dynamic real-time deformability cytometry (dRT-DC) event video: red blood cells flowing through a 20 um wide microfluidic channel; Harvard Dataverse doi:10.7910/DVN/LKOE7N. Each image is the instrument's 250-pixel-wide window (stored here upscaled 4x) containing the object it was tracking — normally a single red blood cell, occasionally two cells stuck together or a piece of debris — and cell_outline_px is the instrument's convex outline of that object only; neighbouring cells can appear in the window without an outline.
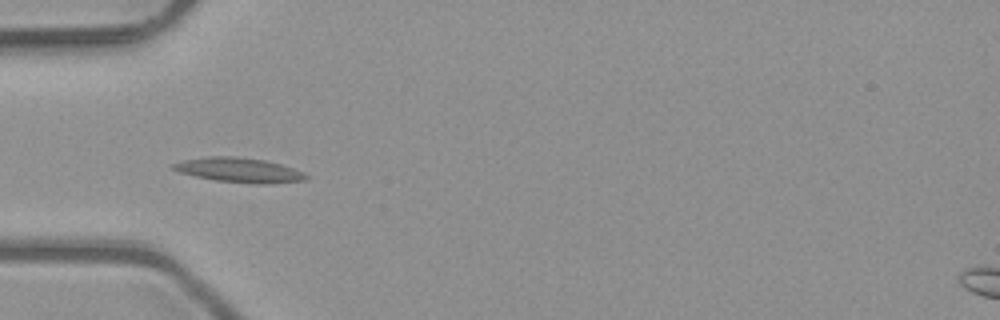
{"species": "common noctule bat (a hibernating species)", "species_latin": "Nyctalus noctula", "temperature_condition": "room temperature", "stored_images_in_passage": 6, "camera_frame_rate_fps": 3000, "um_per_image_px": 0.085, "animal": {"sex": "male", "body_mass_g": 23.1, "forearm_length_mm": 52.7}, "frame": {"image": 1, "passage_image": 3, "time_ms": 0.667, "image_size_px": [1000, 320], "cell_outline_px": [[308, 176], [304, 180], [268, 184], [256, 184], [216, 180], [196, 176], [180, 172], [172, 168], [172, 164], [184, 160], [208, 156], [236, 156], [264, 160], [280, 164], [304, 172]], "centroid_in_image_um": [20.34, 14.45], "position_along_channel_um": 64.7, "area_um2": 18.84}}
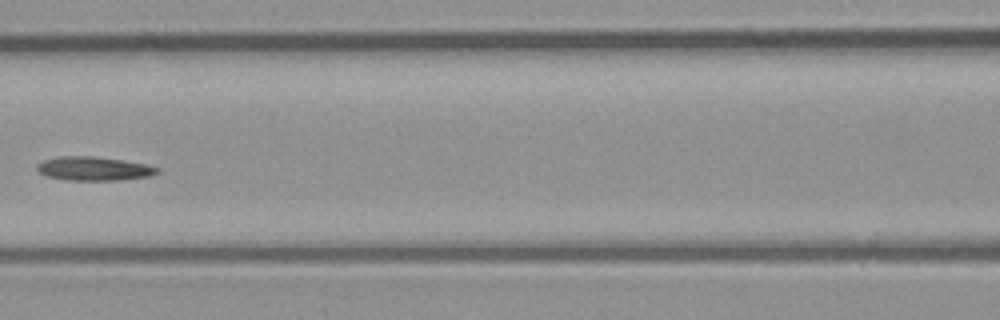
{"frame": {"image": 2, "passage_image": 5, "time_ms": 1.333, "image_size_px": [1000, 320], "cell_outline_px": [[160, 172], [152, 176], [120, 180], [68, 180], [48, 176], [40, 172], [36, 168], [36, 164], [44, 160], [60, 156], [96, 156], [124, 160], [148, 164], [160, 168]], "centroid_in_image_um": [8.05, 14.33], "position_along_channel_um": 158.6, "area_um2": 16.88}}
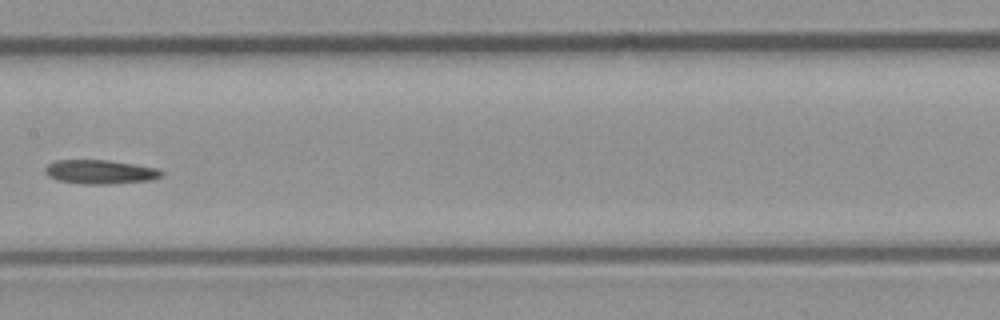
{"frame": {"image": 3, "passage_image": 6, "time_ms": 1.667, "image_size_px": [1000, 320], "cell_outline_px": [[164, 176], [152, 180], [112, 184], [80, 184], [60, 180], [48, 176], [44, 172], [44, 168], [48, 164], [56, 160], [108, 160], [156, 168], [164, 172]], "centroid_in_image_um": [8.52, 14.62], "position_along_channel_um": 198.9, "area_um2": 16.36}}